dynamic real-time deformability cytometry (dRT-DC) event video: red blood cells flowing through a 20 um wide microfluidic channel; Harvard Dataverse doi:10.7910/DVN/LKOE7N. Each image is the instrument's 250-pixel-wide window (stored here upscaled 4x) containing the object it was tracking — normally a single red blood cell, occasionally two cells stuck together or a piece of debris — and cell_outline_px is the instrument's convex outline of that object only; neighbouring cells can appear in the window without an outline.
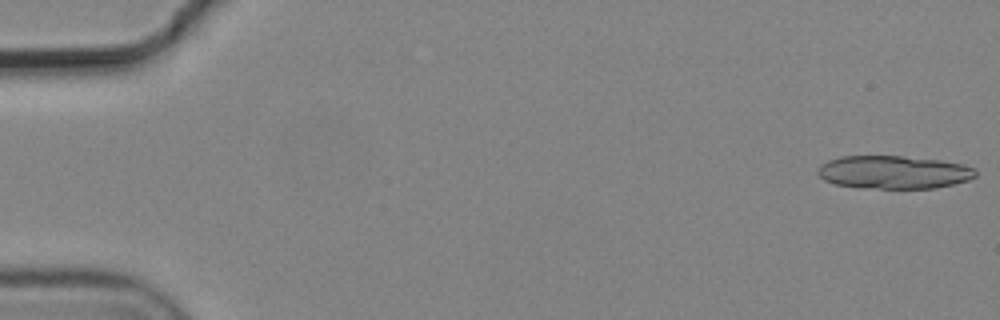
{"species": "common noctule bat (a hibernating species)", "species_latin": "Nyctalus noctula", "temperature_condition": "cold", "stored_images_in_passage": 8, "camera_frame_rate_fps": 3000, "um_per_image_px": 0.085, "animal": {"sex": "male", "body_mass_g": 19.2, "forearm_length_mm": 51.8}, "frame": {"image": 1, "passage_image": 1, "time_ms": 0.0, "image_size_px": [1000, 320], "cell_outline_px": [[976, 176], [968, 180], [936, 188], [860, 188], [836, 184], [824, 180], [816, 172], [816, 168], [820, 164], [828, 160], [840, 156], [904, 156], [940, 160], [964, 164], [976, 168]], "centroid_in_image_um": [75.95, 14.63], "position_along_channel_um": 9.1, "area_um2": 30.69}}
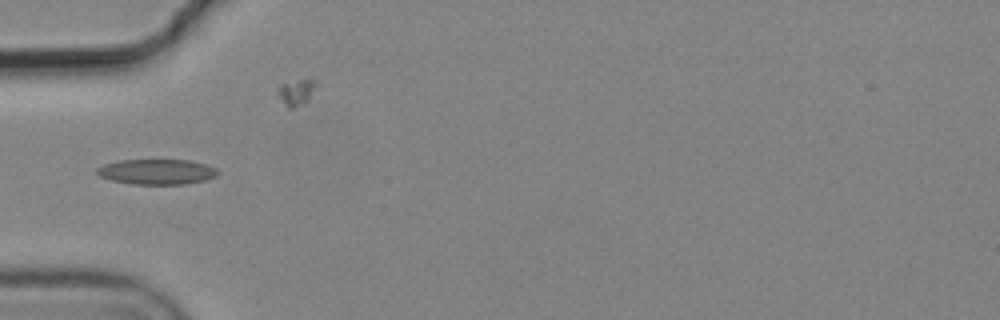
{"frame": {"image": 2, "passage_image": 6, "time_ms": 1.667, "image_size_px": [1000, 320], "cell_outline_px": [[220, 172], [216, 176], [204, 180], [184, 184], [132, 184], [112, 180], [100, 176], [96, 172], [96, 168], [104, 164], [120, 160], [188, 160], [204, 164], [216, 168]], "centroid_in_image_um": [13.32, 14.6], "position_along_channel_um": 71.7, "area_um2": 17.69}}
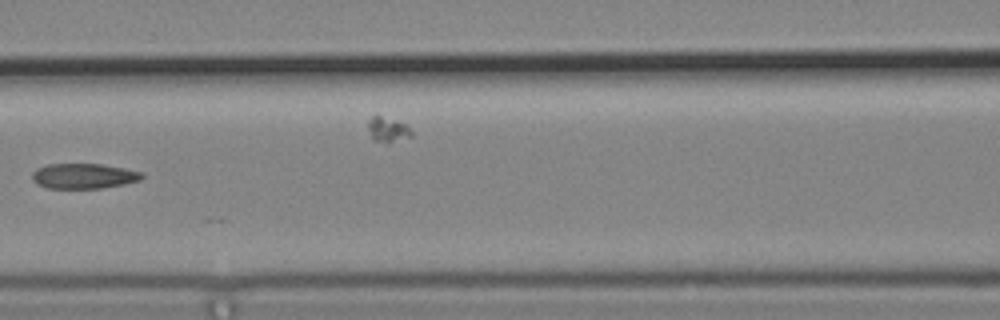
{"frame": {"image": 3, "passage_image": 8, "time_ms": 2.333, "image_size_px": [1000, 320], "cell_outline_px": [[144, 176], [140, 180], [124, 184], [100, 188], [48, 188], [36, 184], [32, 180], [32, 172], [36, 168], [48, 164], [100, 164], [124, 168], [144, 172]], "centroid_in_image_um": [7.1, 14.96], "position_along_channel_um": 159.5, "area_um2": 16.18}}